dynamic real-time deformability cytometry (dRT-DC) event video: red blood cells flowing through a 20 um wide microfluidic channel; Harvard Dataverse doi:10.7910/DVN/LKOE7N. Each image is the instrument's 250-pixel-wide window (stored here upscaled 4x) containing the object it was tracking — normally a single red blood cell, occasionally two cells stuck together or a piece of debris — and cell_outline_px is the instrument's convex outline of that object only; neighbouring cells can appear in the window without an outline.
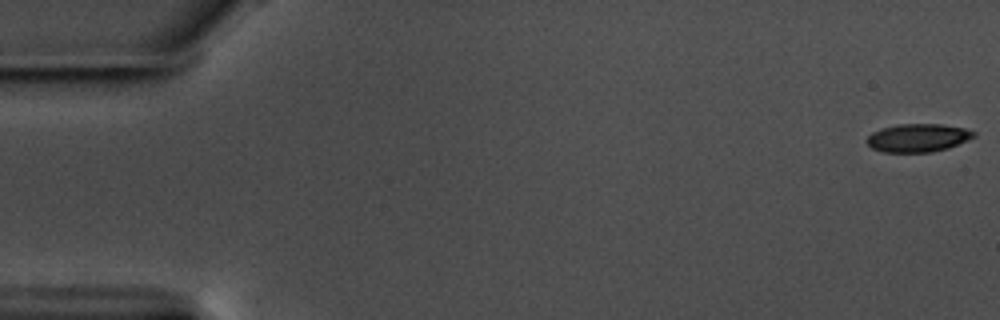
{"species": "common noctule bat (a hibernating species)", "species_latin": "Nyctalus noctula", "temperature_condition": "warm", "stored_images_in_passage": 11, "camera_frame_rate_fps": 3000, "um_per_image_px": 0.085, "animal": {"sex": "male", "body_mass_g": 17.5, "forearm_length_mm": 52.3}, "frame": {"image": 1, "passage_image": 1, "time_ms": 0.0, "image_size_px": [1000, 320], "cell_outline_px": [[976, 136], [948, 148], [932, 152], [884, 152], [872, 148], [864, 140], [872, 132], [880, 128], [900, 124], [940, 124], [964, 128], [976, 132]], "centroid_in_image_um": [78.0, 11.71], "position_along_channel_um": 7.0, "area_um2": 17.57}}